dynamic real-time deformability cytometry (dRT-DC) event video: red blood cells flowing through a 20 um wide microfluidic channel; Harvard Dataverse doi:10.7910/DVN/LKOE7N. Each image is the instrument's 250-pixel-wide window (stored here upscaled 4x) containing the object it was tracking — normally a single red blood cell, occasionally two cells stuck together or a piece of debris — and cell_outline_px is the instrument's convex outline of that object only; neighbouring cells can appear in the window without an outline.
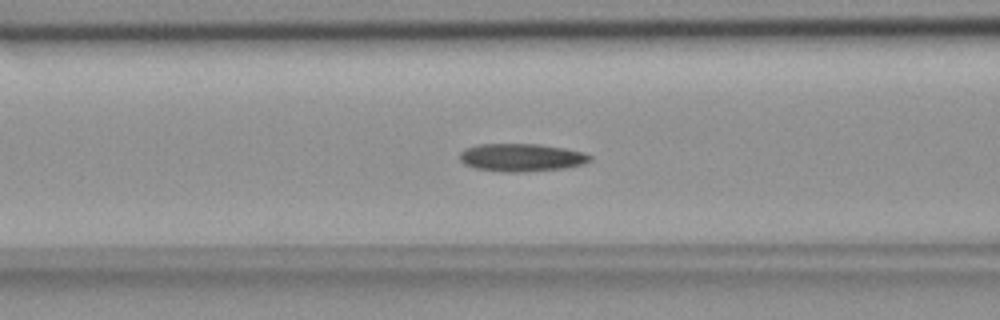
{"species": "common noctule bat (a hibernating species)", "species_latin": "Nyctalus noctula", "temperature_condition": "room temperature", "stored_images_in_passage": 43, "camera_frame_rate_fps": 3000, "um_per_image_px": 0.085, "animal": {"sex": "female", "body_mass_g": 18.4}, "frame": {"image": 1, "passage_image": 10, "time_ms": 3.0, "image_size_px": [1000, 320], "cell_outline_px": [[592, 160], [584, 164], [564, 168], [524, 172], [500, 172], [476, 168], [464, 164], [460, 160], [460, 152], [464, 148], [476, 144], [536, 144], [564, 148], [584, 152], [592, 156]], "centroid_in_image_um": [44.31, 13.39], "position_along_channel_um": 122.3, "area_um2": 21.33}}
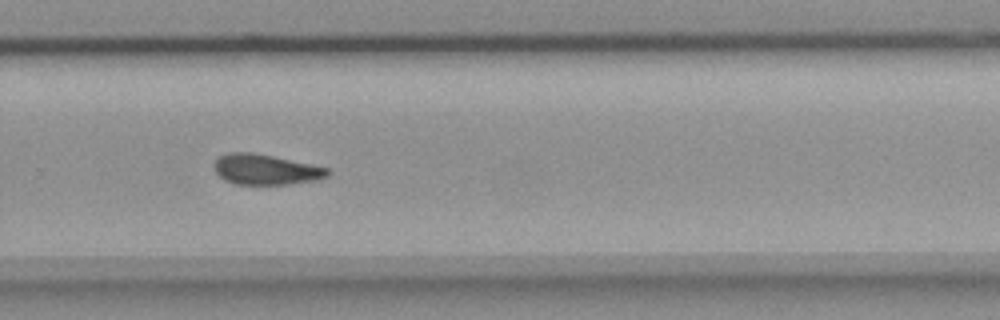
{"frame": {"image": 2, "passage_image": 25, "time_ms": 8.0, "image_size_px": [1000, 320], "cell_outline_px": [[332, 172], [328, 176], [316, 180], [288, 184], [236, 184], [224, 180], [216, 172], [216, 160], [220, 156], [228, 152], [252, 152], [312, 164], [328, 168]], "centroid_in_image_um": [22.62, 14.41], "position_along_channel_um": 307.2, "area_um2": 19.94}}
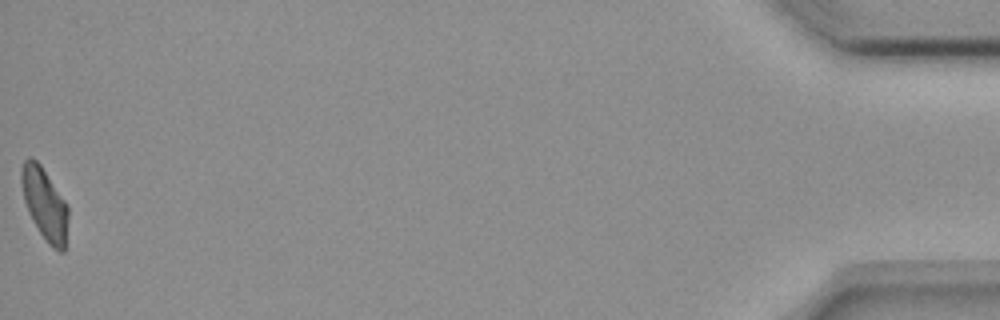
{"frame": {"image": 3, "passage_image": 43, "time_ms": 14.0, "image_size_px": [1000, 320], "cell_outline_px": [[68, 216], [64, 252], [60, 252], [52, 248], [48, 244], [40, 232], [28, 212], [24, 200], [20, 184], [20, 168], [24, 160], [28, 156], [32, 156], [40, 164], [68, 204]], "centroid_in_image_um": [3.78, 17.29], "position_along_channel_um": 431.4, "area_um2": 19.83}, "authors_computed_cell_mechanics": {"area_um2": 20.4034, "velocity_mm_per_s": 3.708, "shape_relaxation_time_tau1_ms": 6.2226, "shape_relaxation_time_tau2_ms": 3.3141, "deformation_change_tau1": 0.1547, "deformation_change_tau2": 0.1097}}